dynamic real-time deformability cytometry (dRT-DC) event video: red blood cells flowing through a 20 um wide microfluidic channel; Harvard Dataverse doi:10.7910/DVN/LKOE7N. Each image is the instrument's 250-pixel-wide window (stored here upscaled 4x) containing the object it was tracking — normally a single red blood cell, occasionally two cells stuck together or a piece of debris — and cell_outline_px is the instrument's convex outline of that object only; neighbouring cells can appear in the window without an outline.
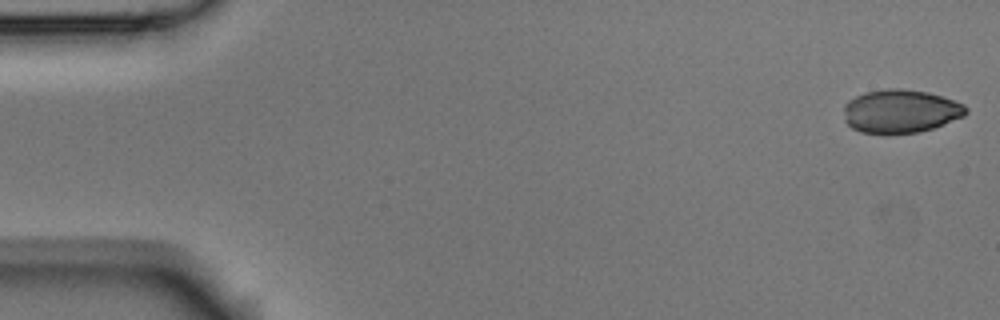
{"species": "Egyptian fruit bat (a non-hibernating species)", "species_latin": "Rousettus aegyptiacus", "temperature_condition": "room temperature", "stored_images_in_passage": 6, "segment_of_instrument_passage": [1, 2], "camera_frame_rate_fps": 3000, "um_per_image_px": 0.085, "animal": {"sex": "male"}, "frame": {"image": 1, "passage_image": 1, "time_ms": 0.0, "image_size_px": [1000, 320], "cell_outline_px": [[968, 112], [964, 116], [944, 124], [920, 132], [888, 136], [860, 132], [852, 128], [844, 120], [844, 104], [848, 100], [864, 92], [888, 88], [900, 88], [928, 92], [964, 104], [968, 108]], "centroid_in_image_um": [76.51, 9.48], "position_along_channel_um": 8.5, "area_um2": 31.56}}